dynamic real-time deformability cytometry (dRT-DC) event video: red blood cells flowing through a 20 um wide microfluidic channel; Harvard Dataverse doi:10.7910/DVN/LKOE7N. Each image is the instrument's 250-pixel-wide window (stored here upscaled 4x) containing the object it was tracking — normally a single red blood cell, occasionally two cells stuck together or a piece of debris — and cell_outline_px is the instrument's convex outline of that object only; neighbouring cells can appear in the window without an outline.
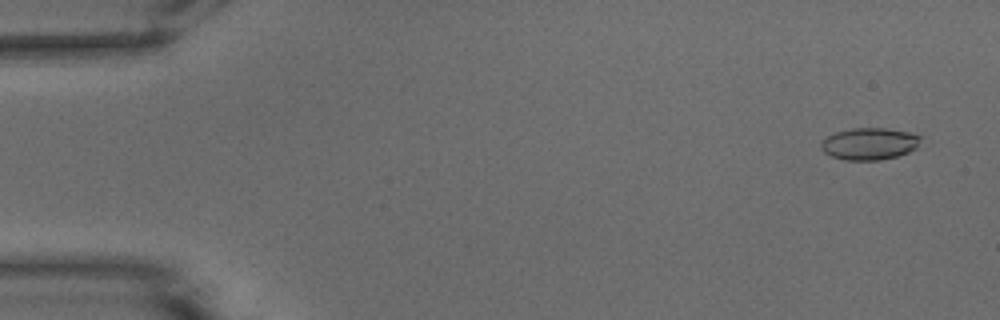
{"species": "common noctule bat (a hibernating species)", "species_latin": "Nyctalus noctula", "temperature_condition": "warm", "stored_images_in_passage": 51, "camera_frame_rate_fps": 3000, "um_per_image_px": 0.085, "animal": {"sex": "male", "body_mass_g": 15.6}, "frame": {"image": 1, "passage_image": 2, "time_ms": 0.333, "image_size_px": [1000, 320], "cell_outline_px": [[924, 136], [916, 148], [908, 152], [896, 156], [880, 160], [844, 160], [832, 156], [824, 152], [820, 148], [820, 144], [828, 136], [836, 132], [852, 128], [888, 128], [908, 132]], "centroid_in_image_um": [73.93, 12.21], "position_along_channel_um": 11.1, "area_um2": 18.61}}
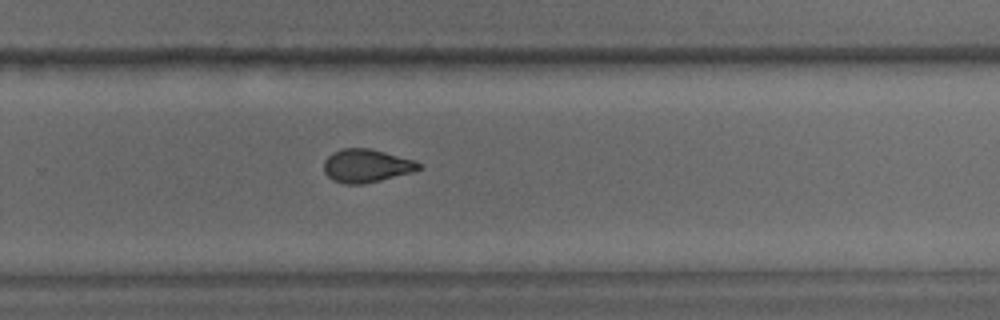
{"frame": {"image": 2, "passage_image": 34, "time_ms": 11.0, "image_size_px": [1000, 320], "cell_outline_px": [[424, 168], [412, 172], [364, 184], [344, 184], [332, 180], [324, 172], [324, 160], [332, 152], [340, 148], [368, 148], [384, 152], [412, 160], [424, 164]], "centroid_in_image_um": [31.13, 14.09], "position_along_channel_um": 298.7, "area_um2": 18.44}}
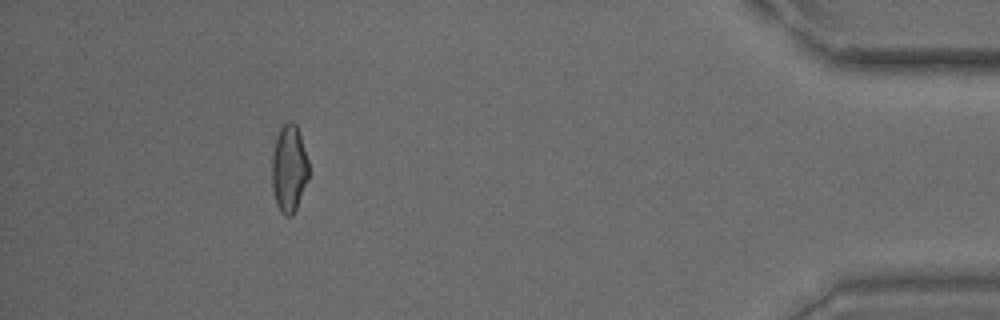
{"frame": {"image": 3, "passage_image": 47, "time_ms": 15.333, "image_size_px": [1000, 320], "cell_outline_px": [[308, 180], [296, 208], [292, 216], [284, 216], [280, 212], [276, 204], [272, 188], [272, 156], [276, 136], [280, 128], [288, 120], [292, 120], [296, 124], [308, 160]], "centroid_in_image_um": [24.55, 14.33], "position_along_channel_um": 410.6, "area_um2": 18.79}, "authors_computed_cell_mechanics": {"area_um2": 18.9006, "velocity_mm_per_s": 3.8811, "shape_relaxation_time_tau1_ms": null, "shape_relaxation_time_tau2_ms": 1.5381, "deformation_change_tau1": null, "deformation_change_tau2": 0.0747}}